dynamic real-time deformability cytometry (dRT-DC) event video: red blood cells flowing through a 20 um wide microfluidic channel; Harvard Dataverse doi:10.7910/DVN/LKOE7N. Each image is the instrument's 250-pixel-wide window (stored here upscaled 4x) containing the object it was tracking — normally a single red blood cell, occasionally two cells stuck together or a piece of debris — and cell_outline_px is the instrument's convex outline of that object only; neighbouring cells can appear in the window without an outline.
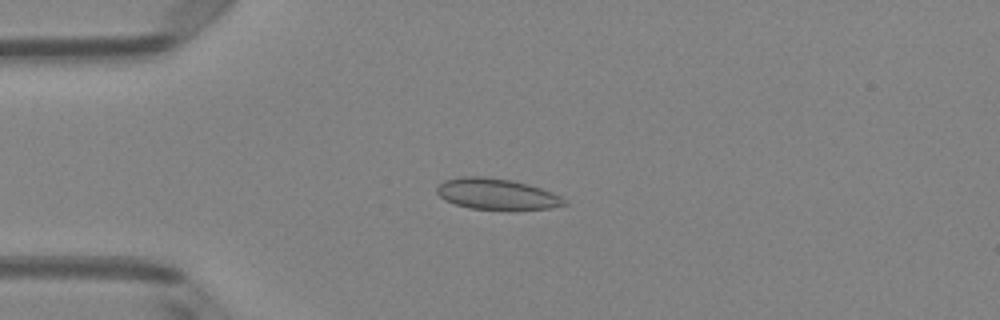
{"species": "Egyptian fruit bat (a non-hibernating species)", "species_latin": "Rousettus aegyptiacus", "temperature_condition": "room temperature", "stored_images_in_passage": 50, "camera_frame_rate_fps": 3000, "um_per_image_px": 0.085, "animal": {"sex": "female"}, "frame": {"image": 1, "passage_image": 12, "time_ms": 3.667, "image_size_px": [1000, 320], "cell_outline_px": [[568, 204], [548, 208], [516, 212], [512, 212], [468, 208], [444, 200], [436, 192], [436, 188], [444, 180], [460, 176], [480, 176], [512, 180], [528, 184], [552, 192], [560, 196]], "centroid_in_image_um": [42.22, 16.53], "position_along_channel_um": 42.8, "area_um2": 23.7}}
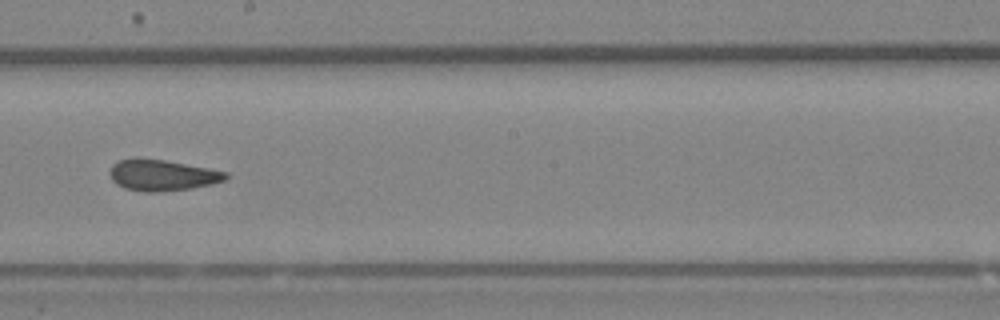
{"frame": {"image": 2, "passage_image": 28, "time_ms": 9.0, "image_size_px": [1000, 320], "cell_outline_px": [[228, 176], [224, 180], [212, 184], [192, 188], [156, 192], [144, 192], [124, 188], [116, 184], [112, 180], [108, 172], [112, 164], [120, 160], [132, 156], [136, 156], [164, 160], [208, 168], [228, 172]], "centroid_in_image_um": [13.72, 14.87], "position_along_channel_um": 234.5, "area_um2": 21.33}}
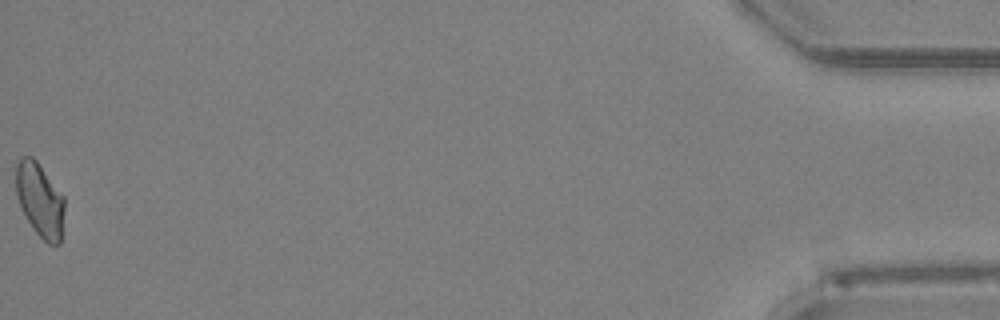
{"frame": {"image": 3, "passage_image": 50, "time_ms": 16.333, "image_size_px": [1000, 320], "cell_outline_px": [[64, 208], [60, 244], [48, 244], [32, 228], [20, 204], [16, 192], [16, 164], [24, 156], [32, 156], [36, 160], [64, 196]], "centroid_in_image_um": [3.4, 16.99], "position_along_channel_um": 431.8, "area_um2": 20.58}, "authors_computed_cell_mechanics": {"area_um2": 21.386, "velocity_mm_per_s": 4.0332, "shape_relaxation_time_tau1_ms": 10.7767, "shape_relaxation_time_tau2_ms": 1.3991, "deformation_change_tau1": 0.1524, "deformation_change_tau2": 0.0543}}